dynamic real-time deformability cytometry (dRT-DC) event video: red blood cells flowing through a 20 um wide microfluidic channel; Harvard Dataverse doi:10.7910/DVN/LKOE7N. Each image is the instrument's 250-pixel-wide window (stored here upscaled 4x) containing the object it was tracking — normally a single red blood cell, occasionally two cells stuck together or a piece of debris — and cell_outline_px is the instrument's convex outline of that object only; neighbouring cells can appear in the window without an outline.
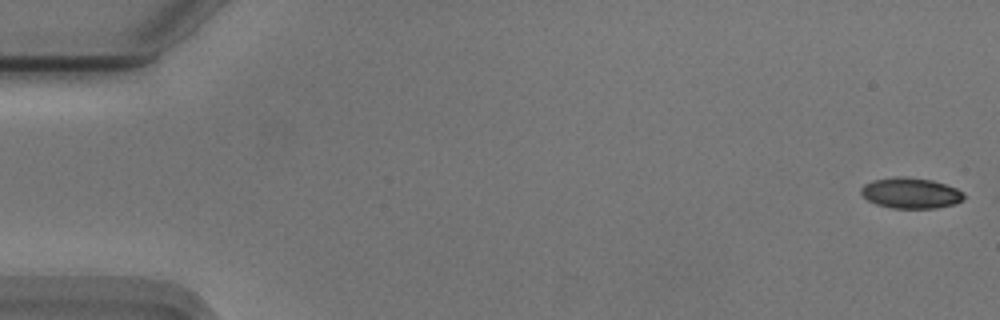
{"species": "Egyptian fruit bat (a non-hibernating species)", "species_latin": "Rousettus aegyptiacus", "temperature_condition": "cold", "stored_images_in_passage": 55, "camera_frame_rate_fps": 3000, "um_per_image_px": 0.085, "animal": {"sex": "male"}, "frame": {"image": 1, "passage_image": 1, "time_ms": 0.0, "image_size_px": [1000, 320], "cell_outline_px": [[964, 200], [956, 204], [936, 208], [892, 208], [876, 204], [868, 200], [860, 192], [860, 188], [864, 184], [872, 180], [896, 176], [904, 176], [932, 180], [956, 188], [964, 192]], "centroid_in_image_um": [77.42, 16.41], "position_along_channel_um": 7.6, "area_um2": 18.55}}
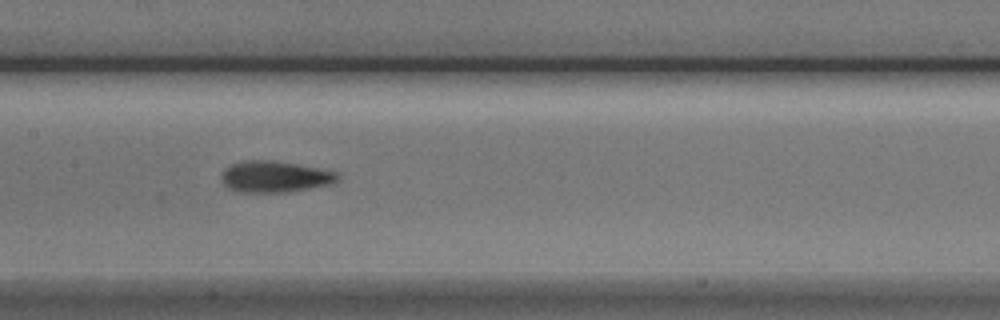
{"frame": {"image": 2, "passage_image": 27, "time_ms": 8.667, "image_size_px": [1000, 320], "cell_outline_px": [[340, 180], [332, 184], [288, 192], [236, 192], [228, 188], [220, 180], [220, 176], [224, 168], [232, 164], [248, 160], [272, 160], [296, 164], [336, 172], [340, 176]], "centroid_in_image_um": [23.33, 15.03], "position_along_channel_um": 184.1, "area_um2": 21.33}}
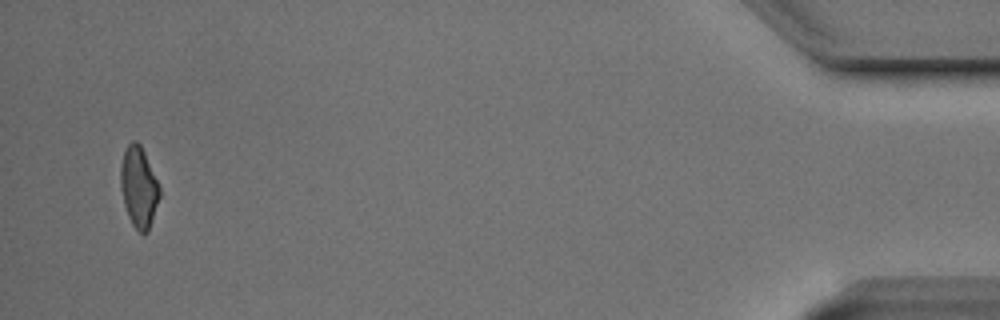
{"frame": {"image": 3, "passage_image": 53, "time_ms": 17.333, "image_size_px": [1000, 320], "cell_outline_px": [[160, 196], [148, 232], [144, 236], [132, 224], [128, 216], [124, 204], [120, 188], [120, 168], [124, 152], [128, 144], [132, 140], [136, 140], [140, 144], [144, 152], [160, 188]], "centroid_in_image_um": [11.78, 15.92], "position_along_channel_um": 423.4, "area_um2": 18.26}, "authors_computed_cell_mechanics": {"area_um2": 20.3456, "velocity_mm_per_s": 3.7323, "shape_relaxation_time_tau1_ms": 3.0584, "shape_relaxation_time_tau2_ms": 4.8876, "deformation_change_tau1": 0.075, "deformation_change_tau2": 0.1631}}